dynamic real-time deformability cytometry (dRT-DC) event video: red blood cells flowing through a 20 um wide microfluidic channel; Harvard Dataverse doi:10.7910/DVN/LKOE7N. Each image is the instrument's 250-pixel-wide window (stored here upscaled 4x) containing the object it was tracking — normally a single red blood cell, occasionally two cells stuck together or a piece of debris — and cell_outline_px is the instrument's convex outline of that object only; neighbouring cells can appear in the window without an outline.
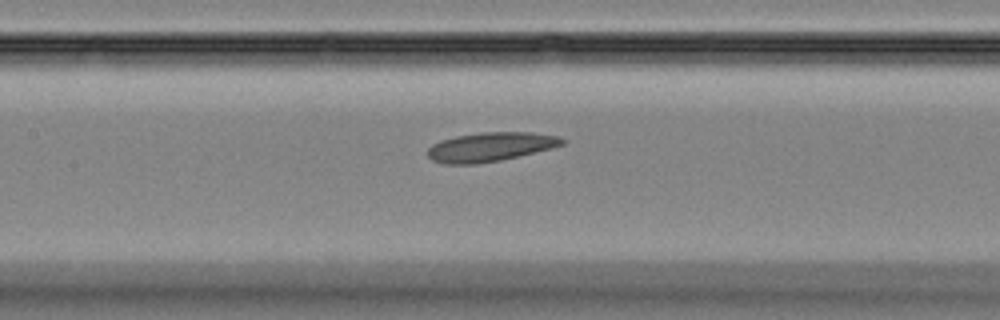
{"species": "Egyptian fruit bat (a non-hibernating species)", "species_latin": "Rousettus aegyptiacus", "temperature_condition": "room temperature", "stored_images_in_passage": 41, "camera_frame_rate_fps": 3000, "um_per_image_px": 0.085, "animal": {"sex": "female"}, "frame": {"image": 1, "passage_image": 15, "time_ms": 4.667, "image_size_px": [1000, 320], "cell_outline_px": [[564, 144], [552, 148], [500, 160], [476, 164], [444, 164], [432, 160], [428, 156], [428, 148], [432, 144], [440, 140], [456, 136], [480, 132], [532, 132], [556, 136], [564, 140]], "centroid_in_image_um": [41.64, 12.48], "position_along_channel_um": 165.8, "area_um2": 22.72}}
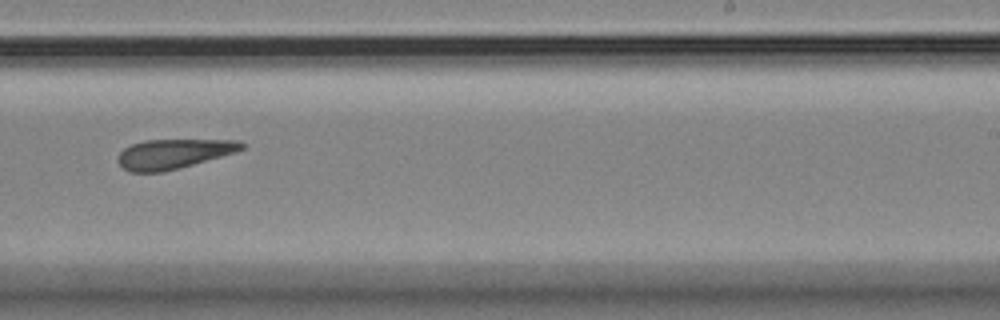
{"frame": {"image": 2, "passage_image": 23, "time_ms": 7.333, "image_size_px": [1000, 320], "cell_outline_px": [[244, 148], [236, 152], [164, 172], [128, 172], [116, 160], [120, 152], [124, 148], [132, 144], [144, 140], [240, 140], [244, 144]], "centroid_in_image_um": [14.72, 13.07], "position_along_channel_um": 274.3, "area_um2": 21.27}}
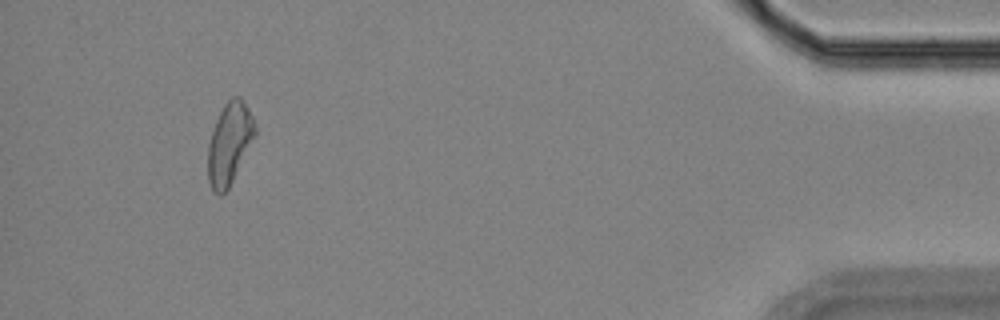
{"frame": {"image": 3, "passage_image": 38, "time_ms": 12.333, "image_size_px": [1000, 320], "cell_outline_px": [[256, 136], [228, 188], [220, 196], [212, 192], [208, 180], [208, 144], [216, 120], [224, 104], [232, 96], [240, 96], [244, 100], [252, 116], [256, 128]], "centroid_in_image_um": [19.5, 12.19], "position_along_channel_um": 415.7, "area_um2": 22.43}}